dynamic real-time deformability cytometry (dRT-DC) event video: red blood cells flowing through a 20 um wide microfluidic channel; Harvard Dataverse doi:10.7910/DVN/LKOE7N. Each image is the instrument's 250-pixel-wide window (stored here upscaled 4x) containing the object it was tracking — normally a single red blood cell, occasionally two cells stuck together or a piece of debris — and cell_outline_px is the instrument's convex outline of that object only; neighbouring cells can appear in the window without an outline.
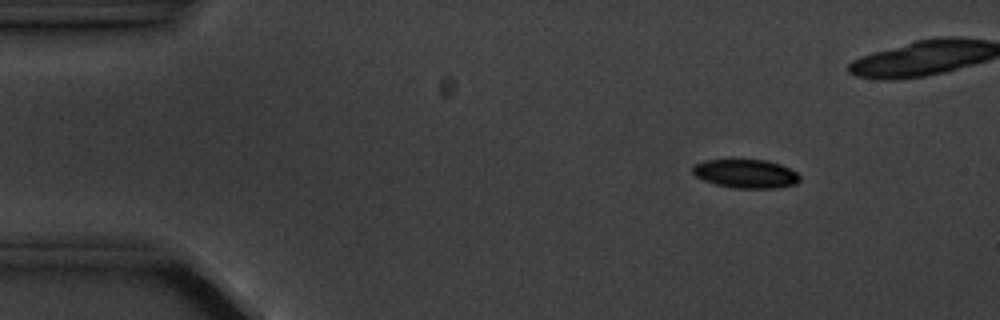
{"species": "common noctule bat (a hibernating species)", "species_latin": "Nyctalus noctula", "temperature_condition": "cold", "stored_images_in_passage": 6, "camera_frame_rate_fps": 3000, "um_per_image_px": 0.085, "animal": {"sex": "male", "body_mass_g": 20.1, "forearm_length_mm": 53.5}, "frame": {"image": 1, "passage_image": 3, "time_ms": 2.333, "image_size_px": [1000, 320], "cell_outline_px": [[800, 180], [796, 184], [776, 188], [736, 188], [716, 184], [704, 180], [696, 176], [692, 172], [692, 164], [704, 160], [764, 160], [780, 164], [796, 172], [800, 176]], "centroid_in_image_um": [63.38, 14.76], "position_along_channel_um": 21.6, "area_um2": 17.86}}